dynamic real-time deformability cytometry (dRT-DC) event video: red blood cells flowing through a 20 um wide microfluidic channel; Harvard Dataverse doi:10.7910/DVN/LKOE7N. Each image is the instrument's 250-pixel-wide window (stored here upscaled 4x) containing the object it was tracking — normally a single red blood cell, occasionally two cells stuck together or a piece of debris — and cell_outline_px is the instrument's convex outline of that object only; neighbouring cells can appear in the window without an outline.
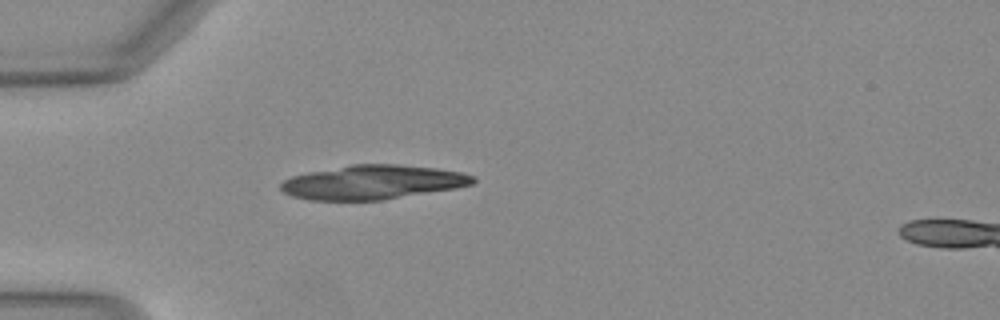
{"species": "Egyptian fruit bat (a non-hibernating species)", "species_latin": "Rousettus aegyptiacus", "temperature_condition": "warm", "stored_images_in_passage": 36, "camera_frame_rate_fps": 3000, "um_per_image_px": 0.085, "animal": {"sex": "female"}, "frame": {"image": 1, "passage_image": 1, "time_ms": 0.0, "image_size_px": [1000, 320], "cell_outline_px": [[476, 180], [472, 184], [456, 188], [384, 200], [308, 200], [292, 196], [284, 192], [280, 188], [280, 184], [284, 180], [292, 176], [308, 172], [352, 164], [396, 164], [436, 168], [460, 172], [476, 176]], "centroid_in_image_um": [31.68, 15.49], "position_along_channel_um": 53.3, "area_um2": 38.32}}